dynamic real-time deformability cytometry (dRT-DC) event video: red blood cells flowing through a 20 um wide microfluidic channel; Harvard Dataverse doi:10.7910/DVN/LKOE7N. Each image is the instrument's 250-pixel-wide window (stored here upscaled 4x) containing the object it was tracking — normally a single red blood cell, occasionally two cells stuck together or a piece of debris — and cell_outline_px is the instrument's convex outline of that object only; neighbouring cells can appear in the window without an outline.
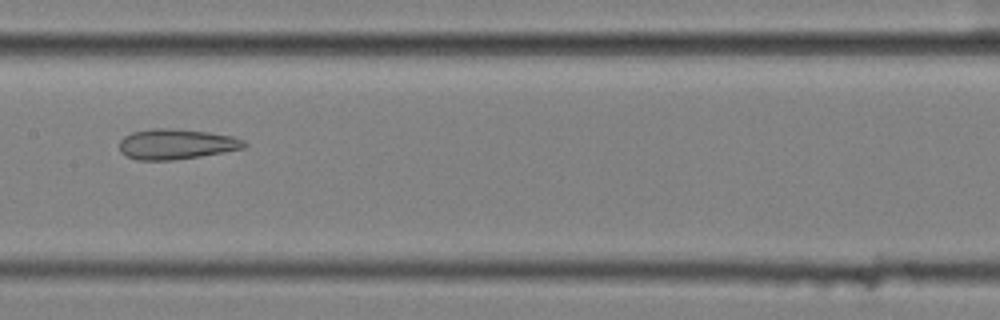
{"species": "common noctule bat (a hibernating species)", "species_latin": "Nyctalus noctula", "temperature_condition": "cold", "stored_images_in_passage": 7, "camera_frame_rate_fps": 3000, "um_per_image_px": 0.085, "animal": {"sex": "female", "body_mass_g": 25.1}, "frame": {"image": 1, "passage_image": 7, "time_ms": 2.0, "image_size_px": [1000, 320], "cell_outline_px": [[248, 144], [244, 148], [224, 152], [200, 156], [172, 160], [136, 160], [124, 156], [120, 152], [120, 140], [124, 136], [132, 132], [156, 128], [168, 128], [208, 132], [232, 136], [244, 140]], "centroid_in_image_um": [14.96, 12.26], "position_along_channel_um": 192.4, "area_um2": 22.08}}